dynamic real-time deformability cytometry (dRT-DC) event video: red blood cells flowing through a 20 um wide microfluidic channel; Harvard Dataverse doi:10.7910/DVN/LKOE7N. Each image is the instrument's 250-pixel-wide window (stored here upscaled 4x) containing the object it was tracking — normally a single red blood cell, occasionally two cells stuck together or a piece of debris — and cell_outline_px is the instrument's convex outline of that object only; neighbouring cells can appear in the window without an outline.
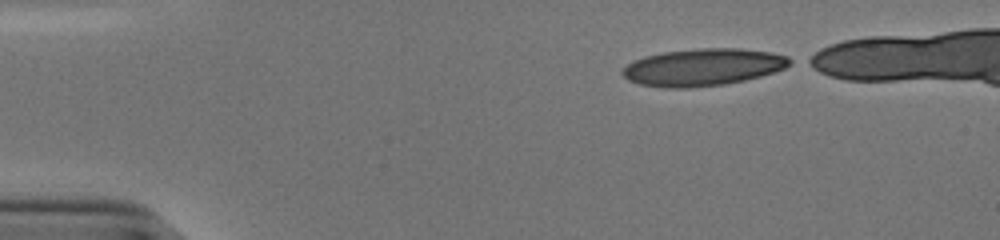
{"species": "human", "species_latin": "Homo sapiens", "temperature_condition": "cold", "stored_images_in_passage": 41, "camera_frame_rate_fps": 3000, "um_per_image_px": 0.085, "donor": {"sex": "male"}, "frame": {"image": 1, "passage_image": 1, "time_ms": 0.0, "image_size_px": [1000, 240], "cell_outline_px": [[796, 60], [792, 64], [784, 68], [760, 76], [744, 80], [724, 84], [688, 88], [664, 88], [640, 84], [628, 80], [620, 72], [632, 60], [644, 56], [664, 52], [700, 48], [740, 48], [768, 52], [788, 56]], "centroid_in_image_um": [59.75, 5.71], "position_along_channel_um": 25.2, "area_um2": 36.3}}
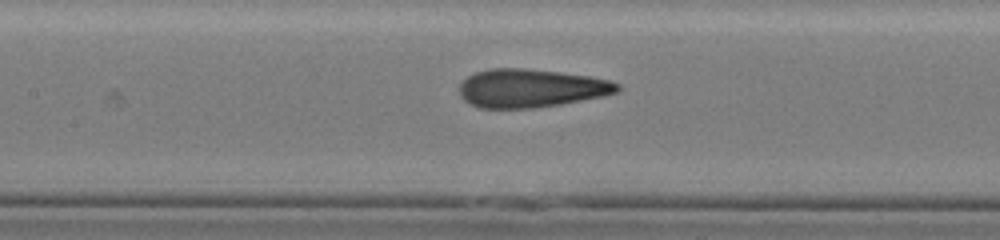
{"frame": {"image": 2, "passage_image": 18, "time_ms": 5.667, "image_size_px": [1000, 240], "cell_outline_px": [[620, 88], [616, 92], [604, 96], [560, 104], [532, 108], [480, 108], [464, 100], [460, 96], [460, 84], [468, 76], [476, 72], [488, 68], [524, 68], [560, 72], [588, 76], [608, 80], [620, 84]], "centroid_in_image_um": [45.11, 7.49], "position_along_channel_um": 162.3, "area_um2": 35.2}}
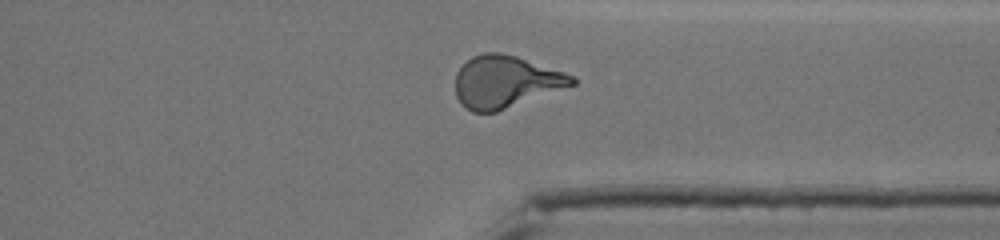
{"frame": {"image": 3, "passage_image": 34, "time_ms": 11.0, "image_size_px": [1000, 240], "cell_outline_px": [[580, 80], [576, 84], [496, 112], [472, 112], [464, 108], [460, 104], [456, 96], [456, 72], [472, 56], [484, 52], [500, 52], [516, 56], [576, 76]], "centroid_in_image_um": [42.98, 6.95], "position_along_channel_um": 368.4, "area_um2": 35.55}}